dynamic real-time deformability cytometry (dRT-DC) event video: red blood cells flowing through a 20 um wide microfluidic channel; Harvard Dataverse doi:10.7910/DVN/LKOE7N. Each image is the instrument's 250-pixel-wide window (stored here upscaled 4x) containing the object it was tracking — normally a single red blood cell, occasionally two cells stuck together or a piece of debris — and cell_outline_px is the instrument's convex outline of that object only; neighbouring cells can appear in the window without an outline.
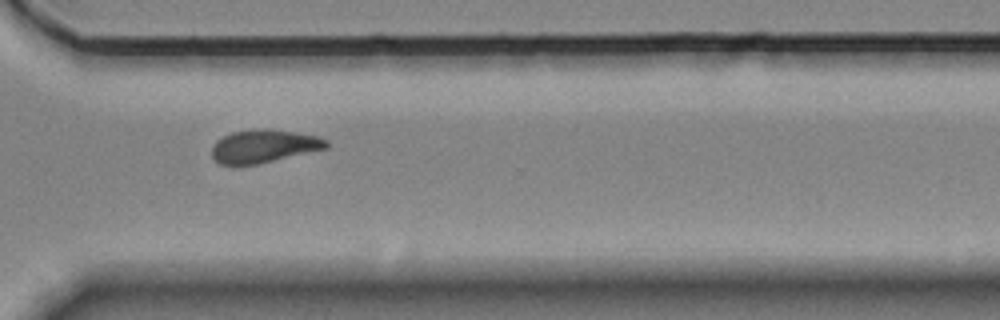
{"species": "Egyptian fruit bat (a non-hibernating species)", "species_latin": "Rousettus aegyptiacus", "temperature_condition": "room temperature", "stored_images_in_passage": 15, "camera_frame_rate_fps": 3000, "um_per_image_px": 0.085, "animal": {"sex": "female"}, "frame": {"image": 1, "passage_image": 11, "time_ms": 13.0, "image_size_px": [1000, 320], "cell_outline_px": [[328, 148], [256, 164], [220, 164], [212, 156], [212, 148], [216, 140], [232, 132], [260, 128], [264, 128], [296, 132], [320, 136], [328, 140]], "centroid_in_image_um": [22.46, 12.4], "position_along_channel_um": 348.1, "area_um2": 21.91}}
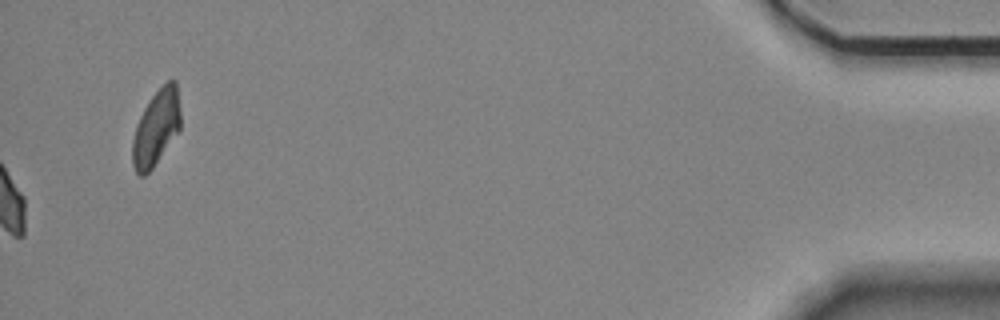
{"frame": {"image": 2, "passage_image": 15, "time_ms": 17.333, "image_size_px": [1000, 320], "cell_outline_px": [[180, 128], [152, 168], [144, 176], [140, 176], [136, 172], [132, 164], [132, 140], [136, 124], [144, 108], [152, 96], [168, 80], [176, 80], [180, 112]], "centroid_in_image_um": [13.25, 10.86], "position_along_channel_um": 421.9, "area_um2": 20.87}, "authors_computed_cell_mechanics": {"area_um2": 17.9758, "velocity_mm_per_s": 3.5083, "shape_relaxation_time_tau1_ms": 2.5152, "shape_relaxation_time_tau2_ms": null, "deformation_change_tau1": 0.0429, "deformation_change_tau2": null}}